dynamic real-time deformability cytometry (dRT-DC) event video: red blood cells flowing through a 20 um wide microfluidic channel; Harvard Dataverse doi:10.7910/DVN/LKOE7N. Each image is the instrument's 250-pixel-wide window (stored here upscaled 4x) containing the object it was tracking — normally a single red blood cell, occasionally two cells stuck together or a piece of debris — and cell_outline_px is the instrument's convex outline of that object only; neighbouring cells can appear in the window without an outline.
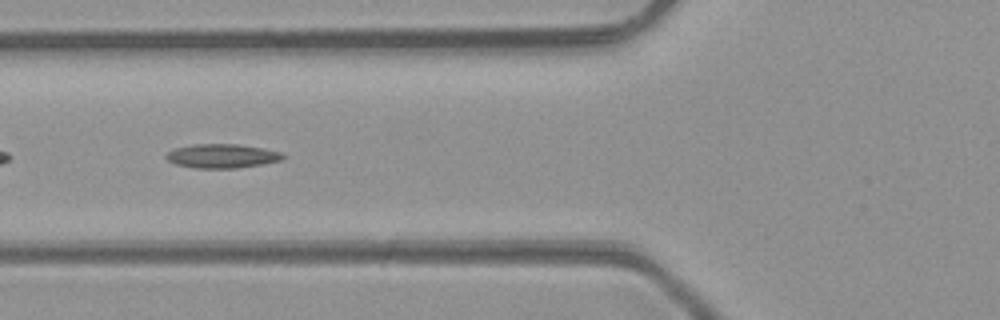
{"species": "common noctule bat (a hibernating species)", "species_latin": "Nyctalus noctula", "temperature_condition": "room temperature", "stored_images_in_passage": 34, "camera_frame_rate_fps": 3000, "um_per_image_px": 0.085, "animal": {"sex": "male", "body_mass_g": 23.1, "forearm_length_mm": 52.7}, "frame": {"image": 1, "passage_image": 18, "time_ms": 5.667, "image_size_px": [1000, 320], "cell_outline_px": [[288, 156], [280, 160], [264, 164], [236, 168], [196, 168], [176, 164], [168, 160], [164, 156], [168, 152], [176, 148], [196, 144], [240, 144], [264, 148], [280, 152]], "centroid_in_image_um": [18.91, 13.26], "position_along_channel_um": 106.9, "area_um2": 16.36}}
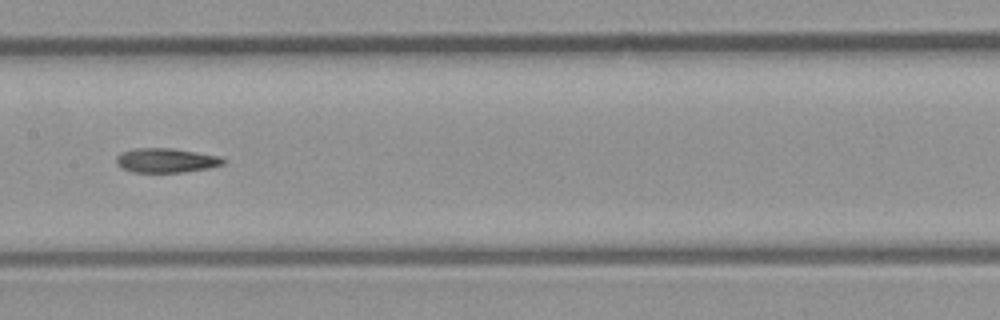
{"frame": {"image": 2, "passage_image": 24, "time_ms": 7.667, "image_size_px": [1000, 320], "cell_outline_px": [[228, 160], [224, 164], [208, 168], [184, 172], [132, 172], [116, 164], [116, 156], [120, 152], [136, 148], [172, 148], [220, 156]], "centroid_in_image_um": [14.13, 13.63], "position_along_channel_um": 193.3, "area_um2": 15.26}}
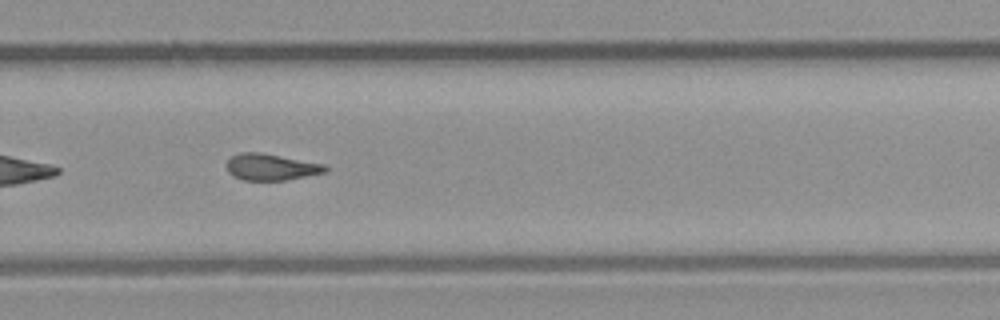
{"frame": {"image": 3, "passage_image": 32, "time_ms": 10.333, "image_size_px": [1000, 320], "cell_outline_px": [[328, 168], [324, 172], [284, 180], [244, 180], [232, 176], [228, 172], [228, 160], [232, 156], [240, 152], [256, 152], [324, 164]], "centroid_in_image_um": [22.99, 14.2], "position_along_channel_um": 306.8, "area_um2": 14.8}}